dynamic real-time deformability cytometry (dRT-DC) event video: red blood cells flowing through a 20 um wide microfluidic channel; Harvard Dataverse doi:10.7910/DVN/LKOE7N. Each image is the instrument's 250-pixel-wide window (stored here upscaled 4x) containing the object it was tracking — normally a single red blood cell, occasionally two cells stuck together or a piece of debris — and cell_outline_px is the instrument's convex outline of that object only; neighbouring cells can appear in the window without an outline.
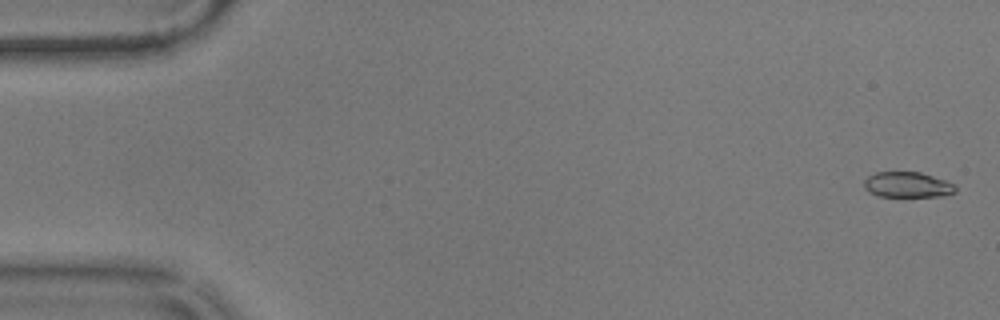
{"species": "common noctule bat (a hibernating species)", "species_latin": "Nyctalus noctula", "temperature_condition": "warm", "stored_images_in_passage": 57, "camera_frame_rate_fps": 3000, "um_per_image_px": 0.085, "animal": {"sex": "male", "body_mass_g": 17.9}, "frame": {"image": 1, "passage_image": 2, "time_ms": 0.333, "image_size_px": [1000, 320], "cell_outline_px": [[956, 192], [944, 196], [880, 196], [868, 192], [864, 188], [864, 180], [868, 176], [876, 172], [920, 172], [944, 180], [952, 184], [956, 188]], "centroid_in_image_um": [77.11, 15.7], "position_along_channel_um": 7.9, "area_um2": 13.47}}
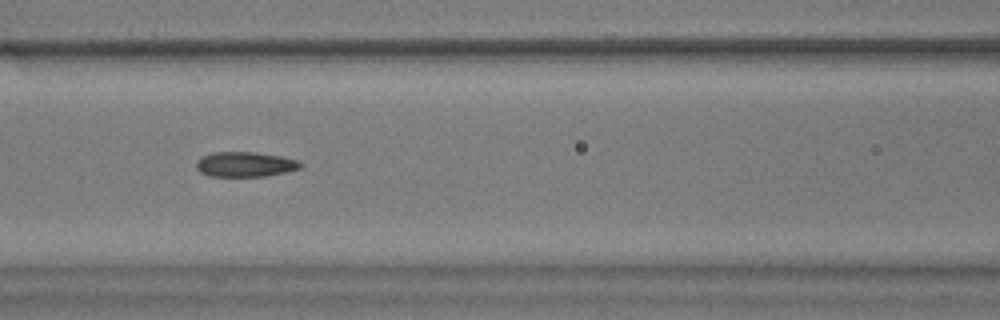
{"frame": {"image": 2, "passage_image": 25, "time_ms": 8.0, "image_size_px": [1000, 320], "cell_outline_px": [[304, 164], [300, 168], [284, 172], [264, 176], [208, 176], [200, 172], [196, 168], [196, 160], [200, 156], [212, 152], [256, 152], [280, 156], [300, 160]], "centroid_in_image_um": [20.81, 13.96], "position_along_channel_um": 145.8, "area_um2": 15.32}}
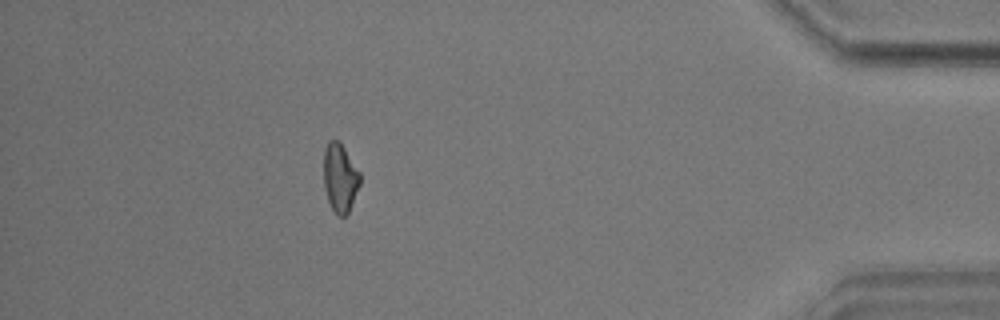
{"frame": {"image": 3, "passage_image": 51, "time_ms": 16.667, "image_size_px": [1000, 320], "cell_outline_px": [[360, 184], [348, 212], [344, 216], [336, 216], [328, 200], [324, 188], [324, 148], [328, 140], [336, 140], [344, 148], [360, 172]], "centroid_in_image_um": [28.89, 15.12], "position_along_channel_um": 406.3, "area_um2": 14.39}, "authors_computed_cell_mechanics": {"area_um2": 14.9702, "velocity_mm_per_s": 3.5844, "shape_relaxation_time_tau1_ms": null, "shape_relaxation_time_tau2_ms": 3.6297, "deformation_change_tau1": null, "deformation_change_tau2": 0.102}}